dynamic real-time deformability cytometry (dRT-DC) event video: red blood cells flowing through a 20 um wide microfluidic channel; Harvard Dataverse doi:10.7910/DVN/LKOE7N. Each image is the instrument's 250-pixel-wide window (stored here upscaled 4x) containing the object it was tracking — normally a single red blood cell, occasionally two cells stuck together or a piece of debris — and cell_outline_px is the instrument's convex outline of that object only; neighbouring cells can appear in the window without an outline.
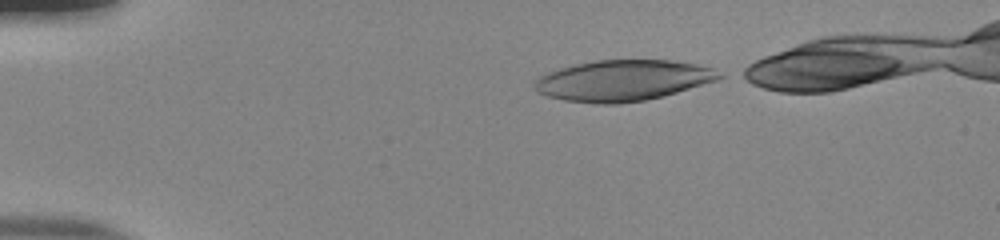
{"species": "human", "species_latin": "Homo sapiens", "temperature_condition": "room temperature", "stored_images_in_passage": 40, "camera_frame_rate_fps": 3000, "um_per_image_px": 0.085, "donor": {"sex": "male"}, "frame": {"image": 1, "passage_image": 1, "time_ms": 0.0, "image_size_px": [1000, 240], "cell_outline_px": [[724, 76], [716, 80], [664, 96], [644, 100], [620, 104], [596, 104], [564, 100], [548, 96], [540, 92], [532, 84], [540, 76], [548, 72], [560, 68], [576, 64], [596, 60], [668, 60], [696, 64], [712, 68]], "centroid_in_image_um": [52.93, 6.84], "position_along_channel_um": 32.1, "area_um2": 43.7}}
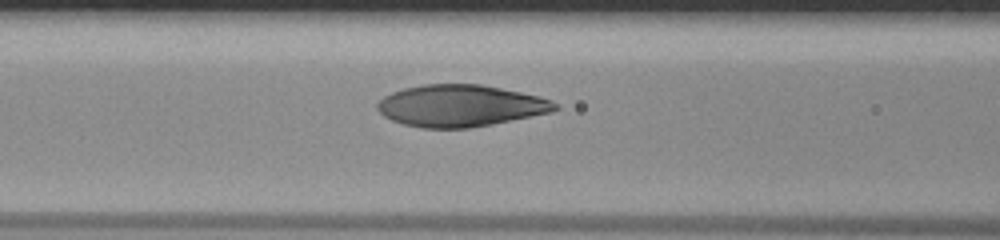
{"frame": {"image": 2, "passage_image": 14, "time_ms": 4.333, "image_size_px": [1000, 240], "cell_outline_px": [[560, 108], [552, 112], [492, 124], [468, 128], [420, 128], [404, 124], [392, 120], [384, 116], [376, 108], [376, 104], [384, 96], [392, 92], [404, 88], [424, 84], [480, 84], [520, 92], [552, 100]], "centroid_in_image_um": [39.11, 8.99], "position_along_channel_um": 127.5, "area_um2": 43.12}}
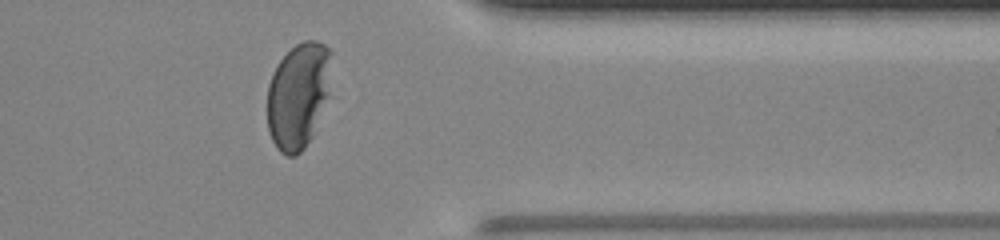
{"frame": {"image": 3, "passage_image": 35, "time_ms": 11.333, "image_size_px": [1000, 240], "cell_outline_px": [[332, 52], [328, 92], [312, 136], [304, 148], [296, 156], [288, 156], [280, 152], [276, 148], [272, 140], [268, 128], [268, 84], [272, 72], [280, 60], [296, 44], [304, 40], [316, 40], [324, 44]], "centroid_in_image_um": [25.33, 8.1], "position_along_channel_um": 386.1, "area_um2": 39.36}}